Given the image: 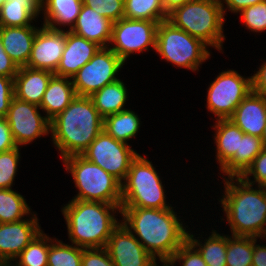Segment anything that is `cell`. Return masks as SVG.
I'll return each instance as SVG.
<instances>
[{"mask_svg":"<svg viewBox=\"0 0 266 266\" xmlns=\"http://www.w3.org/2000/svg\"><path fill=\"white\" fill-rule=\"evenodd\" d=\"M124 18L160 23L168 19V14L162 0H124Z\"/></svg>","mask_w":266,"mask_h":266,"instance_id":"31","label":"cell"},{"mask_svg":"<svg viewBox=\"0 0 266 266\" xmlns=\"http://www.w3.org/2000/svg\"><path fill=\"white\" fill-rule=\"evenodd\" d=\"M206 107L215 119H229L241 101L252 91L251 76L234 69L222 70L207 88Z\"/></svg>","mask_w":266,"mask_h":266,"instance_id":"9","label":"cell"},{"mask_svg":"<svg viewBox=\"0 0 266 266\" xmlns=\"http://www.w3.org/2000/svg\"><path fill=\"white\" fill-rule=\"evenodd\" d=\"M216 144L215 160L221 169L234 155L239 153L240 139L243 131L230 119H215L212 125Z\"/></svg>","mask_w":266,"mask_h":266,"instance_id":"24","label":"cell"},{"mask_svg":"<svg viewBox=\"0 0 266 266\" xmlns=\"http://www.w3.org/2000/svg\"><path fill=\"white\" fill-rule=\"evenodd\" d=\"M164 5V10L167 14L172 12L175 8L183 6L185 3L192 0H162Z\"/></svg>","mask_w":266,"mask_h":266,"instance_id":"47","label":"cell"},{"mask_svg":"<svg viewBox=\"0 0 266 266\" xmlns=\"http://www.w3.org/2000/svg\"><path fill=\"white\" fill-rule=\"evenodd\" d=\"M21 147L0 153V189H12L21 158Z\"/></svg>","mask_w":266,"mask_h":266,"instance_id":"35","label":"cell"},{"mask_svg":"<svg viewBox=\"0 0 266 266\" xmlns=\"http://www.w3.org/2000/svg\"><path fill=\"white\" fill-rule=\"evenodd\" d=\"M128 90L123 80H116L107 84L102 89L94 92L90 98L99 114L105 118L108 115L127 110L125 108L128 101Z\"/></svg>","mask_w":266,"mask_h":266,"instance_id":"27","label":"cell"},{"mask_svg":"<svg viewBox=\"0 0 266 266\" xmlns=\"http://www.w3.org/2000/svg\"><path fill=\"white\" fill-rule=\"evenodd\" d=\"M39 110L40 107L35 104L12 98L5 118L18 147L49 135L50 121Z\"/></svg>","mask_w":266,"mask_h":266,"instance_id":"13","label":"cell"},{"mask_svg":"<svg viewBox=\"0 0 266 266\" xmlns=\"http://www.w3.org/2000/svg\"><path fill=\"white\" fill-rule=\"evenodd\" d=\"M238 14L249 31L258 34L266 31V1L244 8Z\"/></svg>","mask_w":266,"mask_h":266,"instance_id":"36","label":"cell"},{"mask_svg":"<svg viewBox=\"0 0 266 266\" xmlns=\"http://www.w3.org/2000/svg\"><path fill=\"white\" fill-rule=\"evenodd\" d=\"M14 97V79L0 76V117H6Z\"/></svg>","mask_w":266,"mask_h":266,"instance_id":"41","label":"cell"},{"mask_svg":"<svg viewBox=\"0 0 266 266\" xmlns=\"http://www.w3.org/2000/svg\"><path fill=\"white\" fill-rule=\"evenodd\" d=\"M257 239L254 237L252 266H266V245L257 244Z\"/></svg>","mask_w":266,"mask_h":266,"instance_id":"46","label":"cell"},{"mask_svg":"<svg viewBox=\"0 0 266 266\" xmlns=\"http://www.w3.org/2000/svg\"><path fill=\"white\" fill-rule=\"evenodd\" d=\"M104 118L90 96H79L50 121V137L61 160L81 155L103 130Z\"/></svg>","mask_w":266,"mask_h":266,"instance_id":"3","label":"cell"},{"mask_svg":"<svg viewBox=\"0 0 266 266\" xmlns=\"http://www.w3.org/2000/svg\"><path fill=\"white\" fill-rule=\"evenodd\" d=\"M171 266H207L198 250L187 240L167 261Z\"/></svg>","mask_w":266,"mask_h":266,"instance_id":"38","label":"cell"},{"mask_svg":"<svg viewBox=\"0 0 266 266\" xmlns=\"http://www.w3.org/2000/svg\"><path fill=\"white\" fill-rule=\"evenodd\" d=\"M26 199L13 189H0V223L23 220L32 213Z\"/></svg>","mask_w":266,"mask_h":266,"instance_id":"30","label":"cell"},{"mask_svg":"<svg viewBox=\"0 0 266 266\" xmlns=\"http://www.w3.org/2000/svg\"><path fill=\"white\" fill-rule=\"evenodd\" d=\"M160 178L152 161L138 154L121 183V207L171 208V204H167L165 185Z\"/></svg>","mask_w":266,"mask_h":266,"instance_id":"7","label":"cell"},{"mask_svg":"<svg viewBox=\"0 0 266 266\" xmlns=\"http://www.w3.org/2000/svg\"><path fill=\"white\" fill-rule=\"evenodd\" d=\"M105 248L115 266H158L160 263L122 222L112 231Z\"/></svg>","mask_w":266,"mask_h":266,"instance_id":"14","label":"cell"},{"mask_svg":"<svg viewBox=\"0 0 266 266\" xmlns=\"http://www.w3.org/2000/svg\"><path fill=\"white\" fill-rule=\"evenodd\" d=\"M141 119L131 109L104 118L103 129L114 139L126 144L133 137L135 138L140 130Z\"/></svg>","mask_w":266,"mask_h":266,"instance_id":"29","label":"cell"},{"mask_svg":"<svg viewBox=\"0 0 266 266\" xmlns=\"http://www.w3.org/2000/svg\"><path fill=\"white\" fill-rule=\"evenodd\" d=\"M53 75L54 73L47 70L33 69L27 66L19 67L14 77V97L40 106Z\"/></svg>","mask_w":266,"mask_h":266,"instance_id":"21","label":"cell"},{"mask_svg":"<svg viewBox=\"0 0 266 266\" xmlns=\"http://www.w3.org/2000/svg\"><path fill=\"white\" fill-rule=\"evenodd\" d=\"M62 162L78 189L72 199L115 204L121 208L122 184L112 174L82 155L68 156Z\"/></svg>","mask_w":266,"mask_h":266,"instance_id":"6","label":"cell"},{"mask_svg":"<svg viewBox=\"0 0 266 266\" xmlns=\"http://www.w3.org/2000/svg\"><path fill=\"white\" fill-rule=\"evenodd\" d=\"M161 266H171L170 264H168L167 262H161ZM159 266V265H158Z\"/></svg>","mask_w":266,"mask_h":266,"instance_id":"50","label":"cell"},{"mask_svg":"<svg viewBox=\"0 0 266 266\" xmlns=\"http://www.w3.org/2000/svg\"><path fill=\"white\" fill-rule=\"evenodd\" d=\"M41 0H6L0 7V27L30 26L40 14Z\"/></svg>","mask_w":266,"mask_h":266,"instance_id":"25","label":"cell"},{"mask_svg":"<svg viewBox=\"0 0 266 266\" xmlns=\"http://www.w3.org/2000/svg\"><path fill=\"white\" fill-rule=\"evenodd\" d=\"M125 62L109 47L100 48L92 59L73 76L72 84L79 96H91L107 84L118 80Z\"/></svg>","mask_w":266,"mask_h":266,"instance_id":"11","label":"cell"},{"mask_svg":"<svg viewBox=\"0 0 266 266\" xmlns=\"http://www.w3.org/2000/svg\"><path fill=\"white\" fill-rule=\"evenodd\" d=\"M66 30L42 25L36 32L27 67L55 73L65 48Z\"/></svg>","mask_w":266,"mask_h":266,"instance_id":"16","label":"cell"},{"mask_svg":"<svg viewBox=\"0 0 266 266\" xmlns=\"http://www.w3.org/2000/svg\"><path fill=\"white\" fill-rule=\"evenodd\" d=\"M254 237L227 235V266H252Z\"/></svg>","mask_w":266,"mask_h":266,"instance_id":"34","label":"cell"},{"mask_svg":"<svg viewBox=\"0 0 266 266\" xmlns=\"http://www.w3.org/2000/svg\"><path fill=\"white\" fill-rule=\"evenodd\" d=\"M83 5L89 6L101 16L112 22L124 18V0H82Z\"/></svg>","mask_w":266,"mask_h":266,"instance_id":"37","label":"cell"},{"mask_svg":"<svg viewBox=\"0 0 266 266\" xmlns=\"http://www.w3.org/2000/svg\"><path fill=\"white\" fill-rule=\"evenodd\" d=\"M121 222L158 262H167L186 241L188 228L174 207H121Z\"/></svg>","mask_w":266,"mask_h":266,"instance_id":"1","label":"cell"},{"mask_svg":"<svg viewBox=\"0 0 266 266\" xmlns=\"http://www.w3.org/2000/svg\"><path fill=\"white\" fill-rule=\"evenodd\" d=\"M82 5V0H41L40 14L44 15L42 24L53 30L70 31L80 14ZM61 26L68 27L63 29Z\"/></svg>","mask_w":266,"mask_h":266,"instance_id":"22","label":"cell"},{"mask_svg":"<svg viewBox=\"0 0 266 266\" xmlns=\"http://www.w3.org/2000/svg\"><path fill=\"white\" fill-rule=\"evenodd\" d=\"M100 48L98 44L66 30L65 48L54 75L72 79Z\"/></svg>","mask_w":266,"mask_h":266,"instance_id":"17","label":"cell"},{"mask_svg":"<svg viewBox=\"0 0 266 266\" xmlns=\"http://www.w3.org/2000/svg\"><path fill=\"white\" fill-rule=\"evenodd\" d=\"M159 23L150 20L121 18L113 22L109 48L124 62L131 54L155 50Z\"/></svg>","mask_w":266,"mask_h":266,"instance_id":"12","label":"cell"},{"mask_svg":"<svg viewBox=\"0 0 266 266\" xmlns=\"http://www.w3.org/2000/svg\"><path fill=\"white\" fill-rule=\"evenodd\" d=\"M17 147L6 118L0 117V153Z\"/></svg>","mask_w":266,"mask_h":266,"instance_id":"42","label":"cell"},{"mask_svg":"<svg viewBox=\"0 0 266 266\" xmlns=\"http://www.w3.org/2000/svg\"><path fill=\"white\" fill-rule=\"evenodd\" d=\"M219 197L232 236L266 239V187L246 183L241 177L222 179Z\"/></svg>","mask_w":266,"mask_h":266,"instance_id":"2","label":"cell"},{"mask_svg":"<svg viewBox=\"0 0 266 266\" xmlns=\"http://www.w3.org/2000/svg\"><path fill=\"white\" fill-rule=\"evenodd\" d=\"M211 231V235L209 234L208 238L203 241L195 237V234L189 230L187 240L198 250L207 266H227V235L219 234L214 229Z\"/></svg>","mask_w":266,"mask_h":266,"instance_id":"28","label":"cell"},{"mask_svg":"<svg viewBox=\"0 0 266 266\" xmlns=\"http://www.w3.org/2000/svg\"><path fill=\"white\" fill-rule=\"evenodd\" d=\"M83 248L49 237L47 266H81Z\"/></svg>","mask_w":266,"mask_h":266,"instance_id":"32","label":"cell"},{"mask_svg":"<svg viewBox=\"0 0 266 266\" xmlns=\"http://www.w3.org/2000/svg\"><path fill=\"white\" fill-rule=\"evenodd\" d=\"M112 26L113 22L110 19L101 16L89 6L82 5L80 14L70 31L104 48L110 44Z\"/></svg>","mask_w":266,"mask_h":266,"instance_id":"20","label":"cell"},{"mask_svg":"<svg viewBox=\"0 0 266 266\" xmlns=\"http://www.w3.org/2000/svg\"><path fill=\"white\" fill-rule=\"evenodd\" d=\"M28 218L17 222L0 223V263H12L43 231L37 213H31Z\"/></svg>","mask_w":266,"mask_h":266,"instance_id":"15","label":"cell"},{"mask_svg":"<svg viewBox=\"0 0 266 266\" xmlns=\"http://www.w3.org/2000/svg\"><path fill=\"white\" fill-rule=\"evenodd\" d=\"M6 0H0V7L4 4Z\"/></svg>","mask_w":266,"mask_h":266,"instance_id":"51","label":"cell"},{"mask_svg":"<svg viewBox=\"0 0 266 266\" xmlns=\"http://www.w3.org/2000/svg\"><path fill=\"white\" fill-rule=\"evenodd\" d=\"M0 266H15L13 263H0Z\"/></svg>","mask_w":266,"mask_h":266,"instance_id":"49","label":"cell"},{"mask_svg":"<svg viewBox=\"0 0 266 266\" xmlns=\"http://www.w3.org/2000/svg\"><path fill=\"white\" fill-rule=\"evenodd\" d=\"M220 0H192L168 14V21L222 53L225 18Z\"/></svg>","mask_w":266,"mask_h":266,"instance_id":"5","label":"cell"},{"mask_svg":"<svg viewBox=\"0 0 266 266\" xmlns=\"http://www.w3.org/2000/svg\"><path fill=\"white\" fill-rule=\"evenodd\" d=\"M264 148L261 137L244 134L240 139L239 153H235L220 169L222 178L241 177Z\"/></svg>","mask_w":266,"mask_h":266,"instance_id":"26","label":"cell"},{"mask_svg":"<svg viewBox=\"0 0 266 266\" xmlns=\"http://www.w3.org/2000/svg\"><path fill=\"white\" fill-rule=\"evenodd\" d=\"M18 70H19V67L4 51V48L2 46V41L0 38V76L14 79Z\"/></svg>","mask_w":266,"mask_h":266,"instance_id":"43","label":"cell"},{"mask_svg":"<svg viewBox=\"0 0 266 266\" xmlns=\"http://www.w3.org/2000/svg\"><path fill=\"white\" fill-rule=\"evenodd\" d=\"M262 142H263V146L266 148V124L264 126V130H263V134H262Z\"/></svg>","mask_w":266,"mask_h":266,"instance_id":"48","label":"cell"},{"mask_svg":"<svg viewBox=\"0 0 266 266\" xmlns=\"http://www.w3.org/2000/svg\"><path fill=\"white\" fill-rule=\"evenodd\" d=\"M131 147L130 144L114 139L103 129L81 155L122 183L132 161L139 154Z\"/></svg>","mask_w":266,"mask_h":266,"instance_id":"10","label":"cell"},{"mask_svg":"<svg viewBox=\"0 0 266 266\" xmlns=\"http://www.w3.org/2000/svg\"><path fill=\"white\" fill-rule=\"evenodd\" d=\"M229 119L244 134L262 137L266 124V98L251 91Z\"/></svg>","mask_w":266,"mask_h":266,"instance_id":"18","label":"cell"},{"mask_svg":"<svg viewBox=\"0 0 266 266\" xmlns=\"http://www.w3.org/2000/svg\"><path fill=\"white\" fill-rule=\"evenodd\" d=\"M241 178L253 186L266 187V148L255 157Z\"/></svg>","mask_w":266,"mask_h":266,"instance_id":"39","label":"cell"},{"mask_svg":"<svg viewBox=\"0 0 266 266\" xmlns=\"http://www.w3.org/2000/svg\"><path fill=\"white\" fill-rule=\"evenodd\" d=\"M40 27L12 26L0 27V38L4 51L18 67H24L30 58L36 32Z\"/></svg>","mask_w":266,"mask_h":266,"instance_id":"19","label":"cell"},{"mask_svg":"<svg viewBox=\"0 0 266 266\" xmlns=\"http://www.w3.org/2000/svg\"><path fill=\"white\" fill-rule=\"evenodd\" d=\"M266 0H220V4L224 13V16L227 14V10L236 13V15L249 6L255 5L257 3L264 2ZM226 4V5H225ZM225 5V6H224Z\"/></svg>","mask_w":266,"mask_h":266,"instance_id":"45","label":"cell"},{"mask_svg":"<svg viewBox=\"0 0 266 266\" xmlns=\"http://www.w3.org/2000/svg\"><path fill=\"white\" fill-rule=\"evenodd\" d=\"M208 46L168 20L161 21L157 28L155 52L174 67L198 72L199 67L210 59Z\"/></svg>","mask_w":266,"mask_h":266,"instance_id":"8","label":"cell"},{"mask_svg":"<svg viewBox=\"0 0 266 266\" xmlns=\"http://www.w3.org/2000/svg\"><path fill=\"white\" fill-rule=\"evenodd\" d=\"M259 66L256 73L251 76L252 92L266 98V61Z\"/></svg>","mask_w":266,"mask_h":266,"instance_id":"44","label":"cell"},{"mask_svg":"<svg viewBox=\"0 0 266 266\" xmlns=\"http://www.w3.org/2000/svg\"><path fill=\"white\" fill-rule=\"evenodd\" d=\"M61 212L67 226L69 241L82 248L105 247L112 231L120 224L115 204L71 199Z\"/></svg>","mask_w":266,"mask_h":266,"instance_id":"4","label":"cell"},{"mask_svg":"<svg viewBox=\"0 0 266 266\" xmlns=\"http://www.w3.org/2000/svg\"><path fill=\"white\" fill-rule=\"evenodd\" d=\"M49 235L42 231L12 262L15 266H47Z\"/></svg>","mask_w":266,"mask_h":266,"instance_id":"33","label":"cell"},{"mask_svg":"<svg viewBox=\"0 0 266 266\" xmlns=\"http://www.w3.org/2000/svg\"><path fill=\"white\" fill-rule=\"evenodd\" d=\"M81 266H115L105 247L83 248Z\"/></svg>","mask_w":266,"mask_h":266,"instance_id":"40","label":"cell"},{"mask_svg":"<svg viewBox=\"0 0 266 266\" xmlns=\"http://www.w3.org/2000/svg\"><path fill=\"white\" fill-rule=\"evenodd\" d=\"M76 95L71 78L53 75L39 107L51 121L72 102Z\"/></svg>","mask_w":266,"mask_h":266,"instance_id":"23","label":"cell"}]
</instances>
